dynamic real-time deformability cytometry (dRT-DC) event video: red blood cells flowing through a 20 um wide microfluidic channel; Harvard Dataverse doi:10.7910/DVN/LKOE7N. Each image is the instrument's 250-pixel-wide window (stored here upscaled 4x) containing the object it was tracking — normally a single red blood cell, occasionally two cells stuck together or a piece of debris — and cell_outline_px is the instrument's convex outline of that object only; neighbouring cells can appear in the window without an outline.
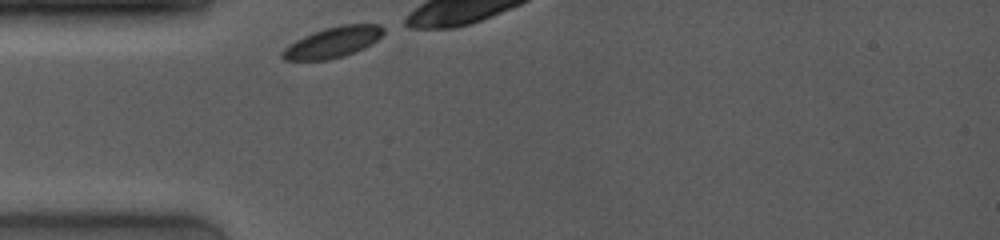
{"species": "common noctule bat (a hibernating species)", "species_latin": "Nyctalus noctula", "temperature_condition": "room temperature", "stored_images_in_passage": 8, "camera_frame_rate_fps": 4000, "um_per_image_px": 0.085, "animal": {"sex": "female", "body_mass_g": 19.0, "forearm_length_mm": 53.3}, "frame": {"image": 1, "passage_image": 1, "time_ms": 0.0, "image_size_px": [1000, 240], "cell_outline_px": [[384, 32], [376, 40], [364, 48], [344, 56], [328, 60], [284, 60], [280, 56], [280, 52], [288, 44], [312, 32], [324, 28], [340, 24], [380, 24], [384, 28]], "centroid_in_image_um": [28.26, 3.59], "position_along_channel_um": 56.7, "area_um2": 18.21}}